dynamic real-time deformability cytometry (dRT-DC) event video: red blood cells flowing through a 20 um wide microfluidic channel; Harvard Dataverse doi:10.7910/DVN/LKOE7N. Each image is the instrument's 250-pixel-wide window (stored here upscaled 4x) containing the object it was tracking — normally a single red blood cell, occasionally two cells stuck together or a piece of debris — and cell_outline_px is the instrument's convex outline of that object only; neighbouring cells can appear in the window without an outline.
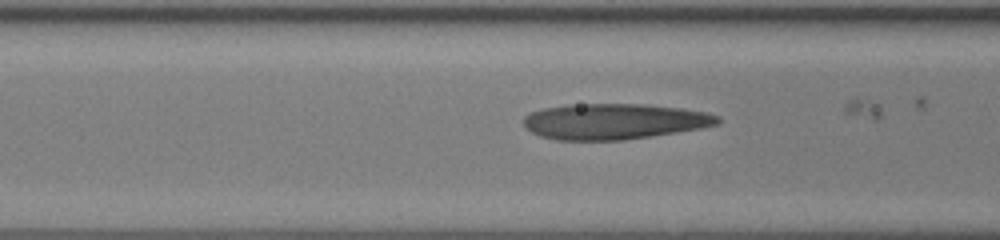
{"species": "human", "species_latin": "Homo sapiens", "temperature_condition": "room temperature", "stored_images_in_passage": 8, "camera_frame_rate_fps": 3000, "um_per_image_px": 0.085, "donor": {"sex": "female"}, "frame": {"image": 1, "passage_image": 6, "time_ms": 1.667, "image_size_px": [1000, 240], "cell_outline_px": [[720, 124], [700, 128], [652, 136], [624, 140], [556, 140], [540, 136], [524, 128], [524, 116], [532, 112], [544, 108], [568, 104], [644, 104], [680, 108], [708, 112], [720, 116]], "centroid_in_image_um": [52.21, 10.32], "position_along_channel_um": 114.4, "area_um2": 40.58}}